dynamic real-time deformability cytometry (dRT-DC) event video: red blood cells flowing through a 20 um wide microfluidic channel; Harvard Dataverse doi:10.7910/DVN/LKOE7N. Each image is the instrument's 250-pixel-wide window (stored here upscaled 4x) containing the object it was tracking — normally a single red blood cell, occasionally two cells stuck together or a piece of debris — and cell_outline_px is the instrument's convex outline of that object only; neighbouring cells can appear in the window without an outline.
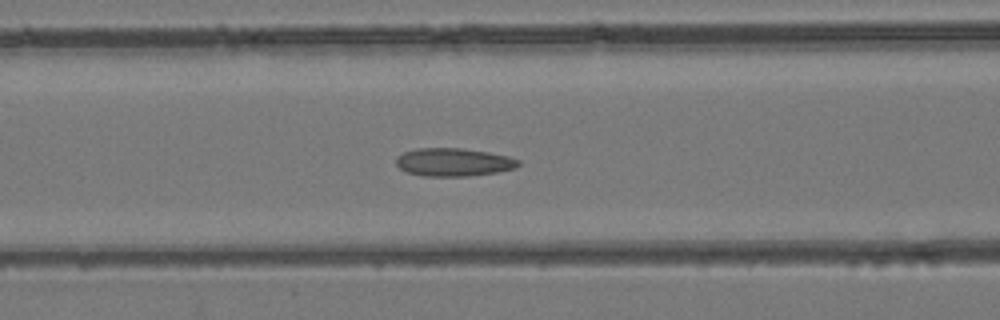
{"species": "common noctule bat (a hibernating species)", "species_latin": "Nyctalus noctula", "temperature_condition": "room temperature", "stored_images_in_passage": 49, "camera_frame_rate_fps": 3000, "um_per_image_px": 0.085, "animal": {"sex": "female", "body_mass_g": 24.6, "forearm_length_mm": 56.2}, "frame": {"image": 1, "passage_image": 20, "time_ms": 6.333, "image_size_px": [1000, 320], "cell_outline_px": [[520, 164], [516, 168], [496, 172], [468, 176], [424, 176], [408, 172], [400, 168], [396, 164], [396, 156], [404, 152], [416, 148], [460, 148], [488, 152], [508, 156], [520, 160]], "centroid_in_image_um": [38.55, 13.78], "position_along_channel_um": 128.0, "area_um2": 20.0}}
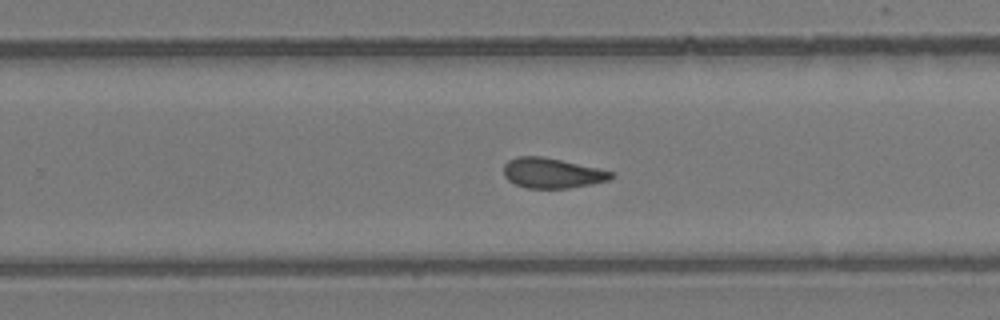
{"frame": {"image": 2, "passage_image": 31, "time_ms": 10.0, "image_size_px": [1000, 320], "cell_outline_px": [[616, 176], [608, 180], [592, 184], [568, 188], [528, 188], [516, 184], [508, 180], [504, 176], [504, 164], [508, 160], [516, 156], [540, 156], [600, 168], [612, 172]], "centroid_in_image_um": [46.93, 14.71], "position_along_channel_um": 282.9, "area_um2": 18.84}}
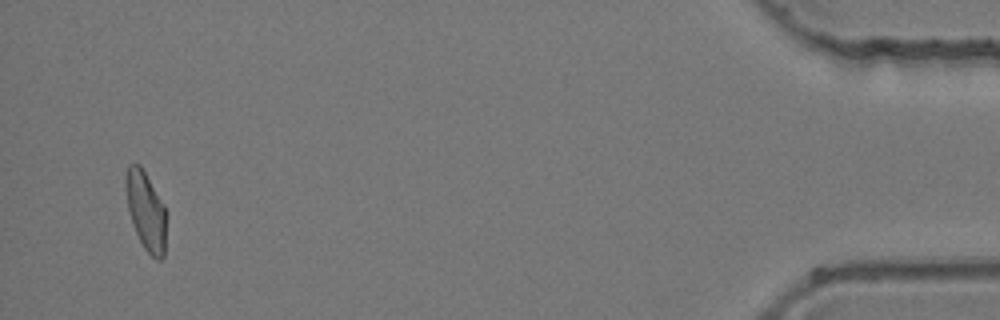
{"frame": {"image": 3, "passage_image": 47, "time_ms": 15.333, "image_size_px": [1000, 320], "cell_outline_px": [[168, 212], [164, 256], [160, 260], [156, 260], [144, 248], [132, 224], [128, 208], [124, 188], [124, 176], [128, 164], [140, 164], [164, 204]], "centroid_in_image_um": [12.42, 17.91], "position_along_channel_um": 422.8, "area_um2": 19.13}}